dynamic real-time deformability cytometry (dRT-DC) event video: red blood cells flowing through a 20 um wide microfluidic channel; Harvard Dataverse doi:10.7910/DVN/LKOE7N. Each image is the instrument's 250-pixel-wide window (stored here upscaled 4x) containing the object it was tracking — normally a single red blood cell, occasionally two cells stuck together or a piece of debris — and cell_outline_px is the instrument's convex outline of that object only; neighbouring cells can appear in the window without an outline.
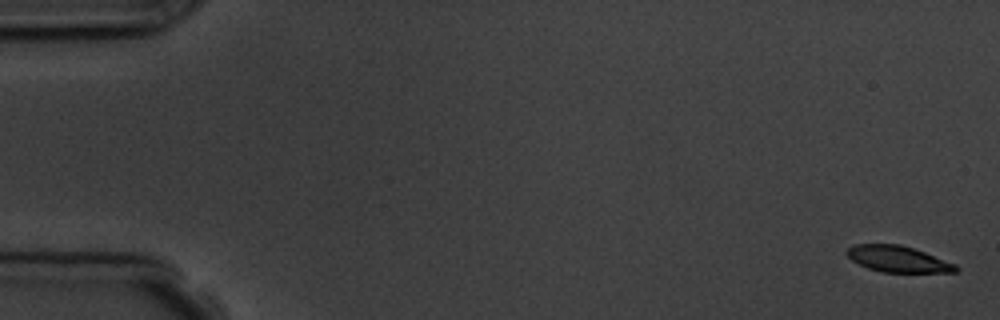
{"species": "common noctule bat (a hibernating species)", "species_latin": "Nyctalus noctula", "temperature_condition": "room temperature", "stored_images_in_passage": 11, "camera_frame_rate_fps": 3000, "um_per_image_px": 0.085, "animal": {"sex": "male", "body_mass_g": 19.5, "forearm_length_mm": 54.6}, "frame": {"image": 1, "passage_image": 1, "time_ms": 0.0, "image_size_px": [1000, 320], "cell_outline_px": [[960, 268], [956, 272], [880, 272], [868, 268], [852, 260], [844, 252], [848, 248], [856, 244], [900, 244], [924, 252], [956, 264]], "centroid_in_image_um": [76.32, 22.02], "position_along_channel_um": 8.7, "area_um2": 16.53}}
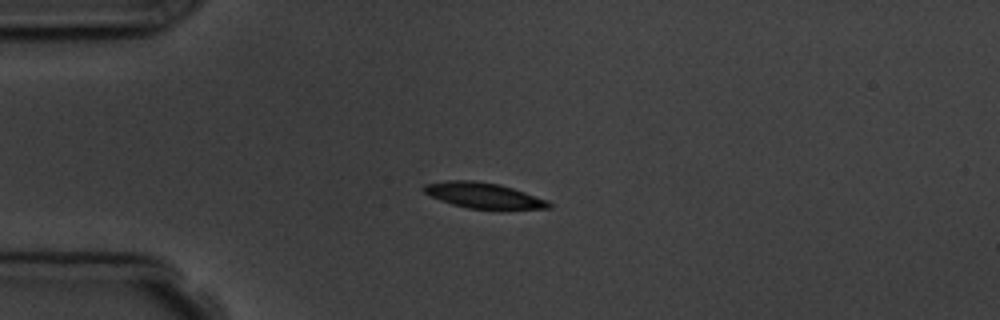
{"frame": {"image": 2, "passage_image": 4, "time_ms": 4.333, "image_size_px": [1000, 320], "cell_outline_px": [[552, 208], [468, 208], [452, 204], [440, 200], [424, 192], [420, 188], [424, 184], [448, 180], [472, 180], [500, 184], [548, 200], [552, 204]], "centroid_in_image_um": [41.05, 16.59], "position_along_channel_um": 43.9, "area_um2": 18.32}}
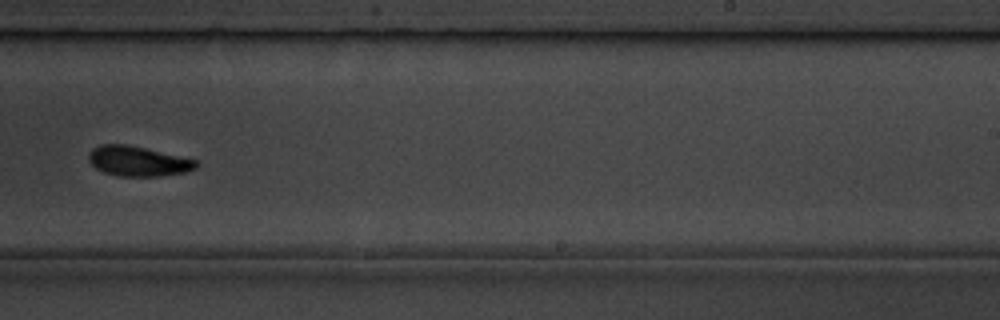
{"frame": {"image": 3, "passage_image": 10, "time_ms": 11.333, "image_size_px": [1000, 320], "cell_outline_px": [[200, 164], [196, 168], [184, 172], [160, 176], [116, 176], [104, 172], [96, 168], [88, 160], [88, 156], [92, 148], [100, 144], [124, 144], [144, 148], [196, 160]], "centroid_in_image_um": [11.7, 13.7], "position_along_channel_um": 277.3, "area_um2": 18.61}}